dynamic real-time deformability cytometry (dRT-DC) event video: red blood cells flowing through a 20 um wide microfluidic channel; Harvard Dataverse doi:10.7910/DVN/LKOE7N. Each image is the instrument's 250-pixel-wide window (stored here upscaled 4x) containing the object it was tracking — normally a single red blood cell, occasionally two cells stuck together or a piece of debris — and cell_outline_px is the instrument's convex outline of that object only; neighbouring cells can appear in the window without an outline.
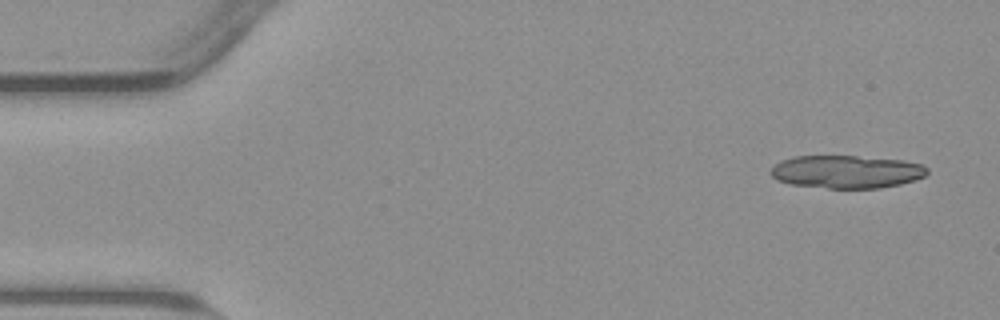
{"species": "common noctule bat (a hibernating species)", "species_latin": "Nyctalus noctula", "temperature_condition": "warm", "stored_images_in_passage": 14, "camera_frame_rate_fps": 3000, "um_per_image_px": 0.085, "animal": {"sex": "male", "body_mass_g": 23.1, "forearm_length_mm": 52.7}, "frame": {"image": 1, "passage_image": 3, "time_ms": 0.667, "image_size_px": [1000, 320], "cell_outline_px": [[928, 172], [924, 176], [916, 180], [900, 184], [880, 188], [828, 188], [792, 184], [776, 180], [768, 172], [780, 160], [792, 156], [856, 156], [904, 160], [924, 164], [928, 168]], "centroid_in_image_um": [71.97, 14.59], "position_along_channel_um": 13.0, "area_um2": 30.23}}